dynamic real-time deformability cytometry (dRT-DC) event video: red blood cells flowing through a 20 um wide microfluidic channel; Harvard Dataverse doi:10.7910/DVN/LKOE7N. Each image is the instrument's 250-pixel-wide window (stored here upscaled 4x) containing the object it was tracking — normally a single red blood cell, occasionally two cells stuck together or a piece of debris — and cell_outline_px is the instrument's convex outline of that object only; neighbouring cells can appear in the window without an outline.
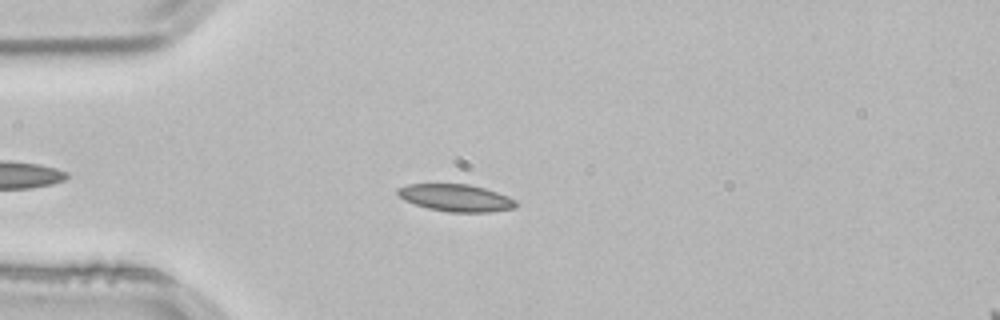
{"species": "common noctule bat (a hibernating species)", "species_latin": "Nyctalus noctula", "temperature_condition": "room temperature", "stored_images_in_passage": 46, "camera_frame_rate_fps": 3000, "um_per_image_px": 0.085, "animal": {"sex": "male", "body_mass_g": 21.5, "forearm_length_mm": 52.0}, "frame": {"image": 1, "passage_image": 11, "time_ms": 3.333, "image_size_px": [1000, 320], "cell_outline_px": [[516, 208], [488, 212], [448, 212], [428, 208], [404, 200], [396, 192], [396, 188], [408, 184], [468, 184], [484, 188], [508, 196], [516, 200]], "centroid_in_image_um": [38.75, 16.81], "position_along_channel_um": 46.3, "area_um2": 18.67}}
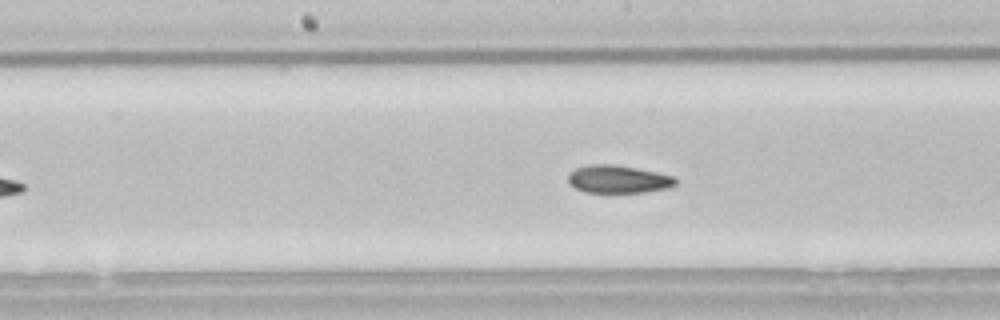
{"frame": {"image": 2, "passage_image": 24, "time_ms": 7.667, "image_size_px": [1000, 320], "cell_outline_px": [[676, 184], [668, 188], [644, 192], [584, 192], [568, 184], [568, 172], [576, 168], [588, 164], [612, 164], [636, 168], [676, 176]], "centroid_in_image_um": [52.52, 15.22], "position_along_channel_um": 195.7, "area_um2": 17.51}}
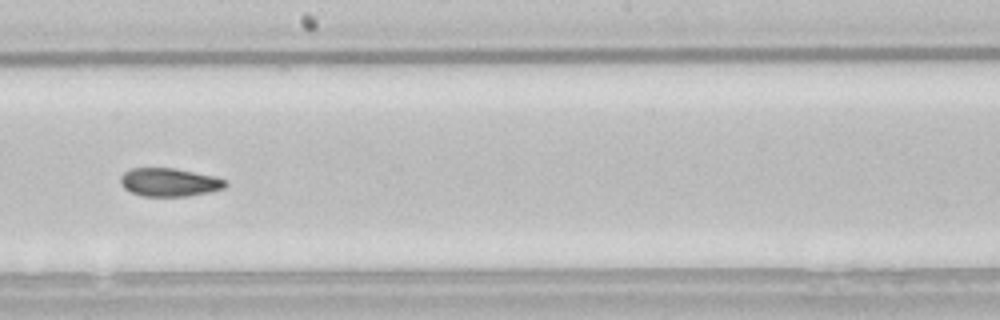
{"frame": {"image": 3, "passage_image": 27, "time_ms": 8.667, "image_size_px": [1000, 320], "cell_outline_px": [[228, 184], [224, 188], [208, 192], [188, 196], [144, 196], [132, 192], [124, 188], [120, 184], [120, 176], [124, 172], [132, 168], [172, 168], [212, 176], [224, 180]], "centroid_in_image_um": [14.35, 15.49], "position_along_channel_um": 233.9, "area_um2": 17.05}, "authors_computed_cell_mechanics": {"area_um2": 17.918, "velocity_mm_per_s": 3.8252, "shape_relaxation_time_tau1_ms": null, "shape_relaxation_time_tau2_ms": 2.3473, "deformation_change_tau1": null, "deformation_change_tau2": 0.0699}}